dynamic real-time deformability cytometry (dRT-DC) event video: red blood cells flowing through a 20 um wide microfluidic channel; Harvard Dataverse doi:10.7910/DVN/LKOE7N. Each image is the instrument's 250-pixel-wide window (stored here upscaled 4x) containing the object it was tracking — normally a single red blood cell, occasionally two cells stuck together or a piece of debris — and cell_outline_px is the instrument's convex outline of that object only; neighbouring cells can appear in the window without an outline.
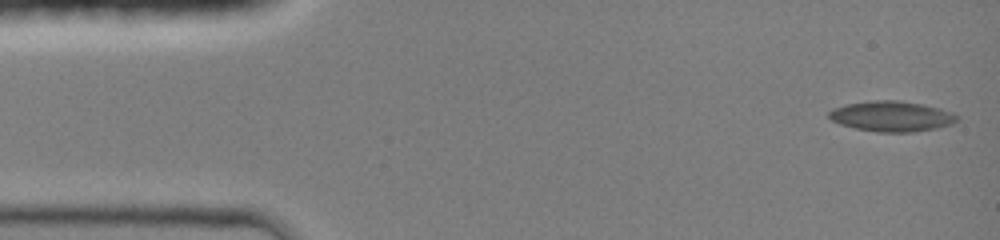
{"species": "common noctule bat (a hibernating species)", "species_latin": "Nyctalus noctula", "temperature_condition": "room temperature", "stored_images_in_passage": 20, "camera_frame_rate_fps": 3000, "um_per_image_px": 0.085, "animal": {"sex": "female", "body_mass_g": 19.0, "forearm_length_mm": 51.5}, "frame": {"image": 1, "passage_image": 1, "time_ms": 0.0, "image_size_px": [1000, 240], "cell_outline_px": [[956, 120], [952, 124], [936, 128], [912, 132], [876, 132], [856, 128], [840, 124], [832, 120], [828, 116], [828, 112], [832, 108], [848, 104], [872, 100], [900, 100], [924, 104], [940, 108], [952, 112], [956, 116]], "centroid_in_image_um": [75.78, 9.88], "position_along_channel_um": 9.2, "area_um2": 22.66}}
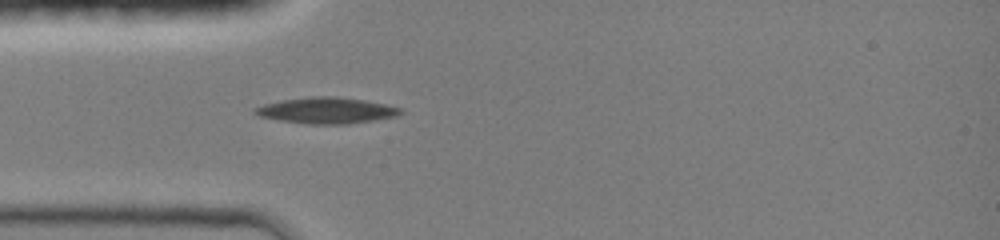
{"frame": {"image": 2, "passage_image": 13, "time_ms": 3.667, "image_size_px": [1000, 240], "cell_outline_px": [[404, 112], [396, 116], [348, 124], [308, 124], [280, 120], [260, 116], [252, 112], [252, 108], [264, 104], [284, 100], [312, 96], [336, 96], [364, 100], [404, 108]], "centroid_in_image_um": [27.76, 9.39], "position_along_channel_um": 57.2, "area_um2": 22.08}}
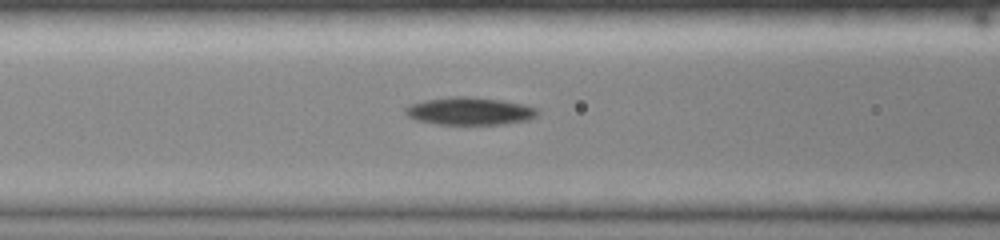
{"frame": {"image": 3, "passage_image": 18, "time_ms": 5.333, "image_size_px": [1000, 240], "cell_outline_px": [[540, 112], [536, 116], [528, 120], [504, 124], [436, 124], [416, 120], [408, 116], [404, 112], [404, 108], [408, 104], [424, 100], [448, 96], [468, 96], [504, 100], [524, 104], [536, 108]], "centroid_in_image_um": [39.9, 9.43], "position_along_channel_um": 126.7, "area_um2": 21.62}}